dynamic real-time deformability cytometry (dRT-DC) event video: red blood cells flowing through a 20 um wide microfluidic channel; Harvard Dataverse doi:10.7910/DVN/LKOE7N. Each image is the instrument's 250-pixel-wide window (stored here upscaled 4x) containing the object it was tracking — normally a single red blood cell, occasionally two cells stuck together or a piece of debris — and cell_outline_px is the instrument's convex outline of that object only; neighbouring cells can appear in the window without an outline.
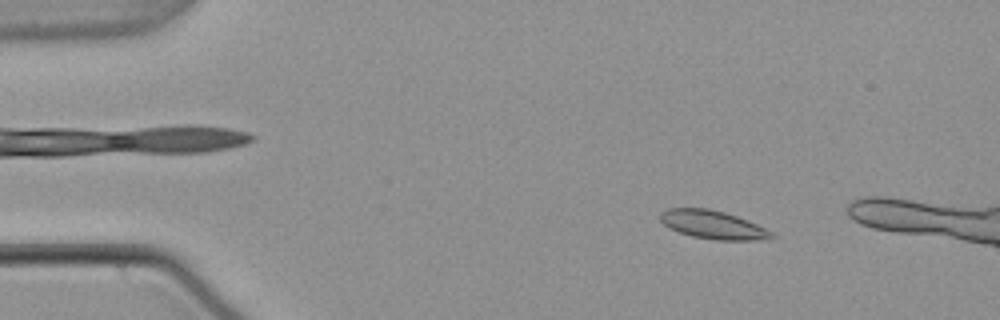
{"species": "common noctule bat (a hibernating species)", "species_latin": "Nyctalus noctula", "temperature_condition": "warm", "stored_images_in_passage": 8, "camera_frame_rate_fps": 3000, "um_per_image_px": 0.085, "animal": {"sex": "male", "body_mass_g": 21.5, "forearm_length_mm": 52.0}, "frame": {"image": 1, "passage_image": 3, "time_ms": 0.667, "image_size_px": [1000, 320], "cell_outline_px": [[776, 236], [756, 240], [716, 240], [692, 236], [668, 228], [660, 220], [660, 212], [668, 208], [708, 208], [724, 212], [748, 220], [772, 232]], "centroid_in_image_um": [60.56, 19.09], "position_along_channel_um": 24.4, "area_um2": 18.26}}